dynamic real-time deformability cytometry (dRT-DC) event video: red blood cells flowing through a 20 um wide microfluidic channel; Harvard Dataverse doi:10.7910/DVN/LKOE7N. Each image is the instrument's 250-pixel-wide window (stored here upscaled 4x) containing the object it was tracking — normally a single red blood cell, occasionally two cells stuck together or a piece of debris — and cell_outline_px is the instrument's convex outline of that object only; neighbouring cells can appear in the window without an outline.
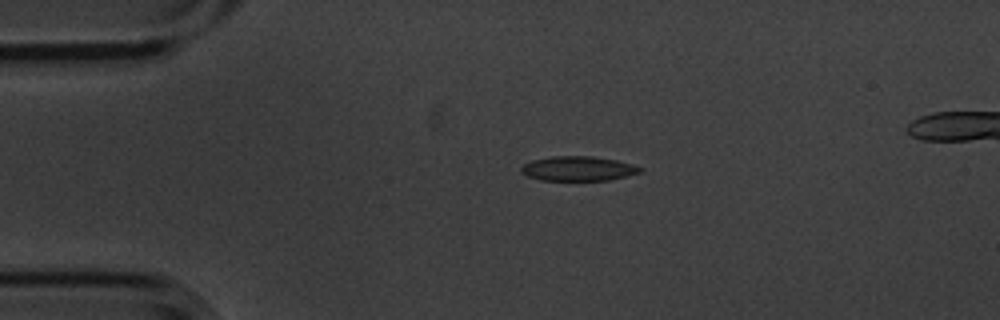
{"species": "common noctule bat (a hibernating species)", "species_latin": "Nyctalus noctula", "temperature_condition": "cold", "stored_images_in_passage": 3, "camera_frame_rate_fps": 3000, "um_per_image_px": 0.085, "animal": {"sex": "male", "body_mass_g": 20.1, "forearm_length_mm": 53.5}, "frame": {"image": 1, "passage_image": 1, "time_ms": 0.0, "image_size_px": [1000, 320], "cell_outline_px": [[644, 168], [640, 172], [608, 180], [540, 180], [528, 176], [520, 172], [520, 168], [524, 164], [532, 160], [552, 156], [592, 156], [616, 160], [632, 164]], "centroid_in_image_um": [49.11, 14.32], "position_along_channel_um": 35.9, "area_um2": 16.94}}